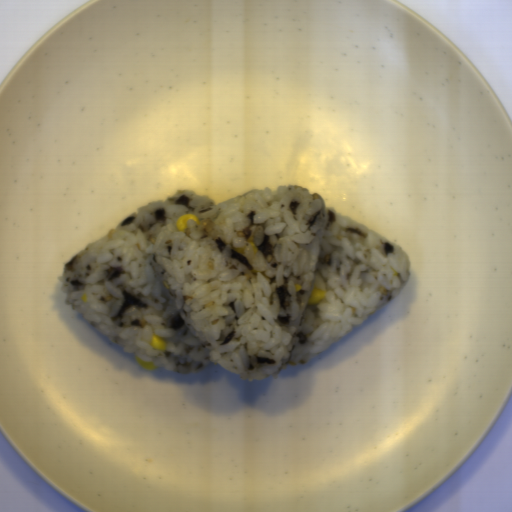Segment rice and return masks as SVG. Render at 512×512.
<instances>
[{"label":"rice","instance_id":"652b925c","mask_svg":"<svg viewBox=\"0 0 512 512\" xmlns=\"http://www.w3.org/2000/svg\"><path fill=\"white\" fill-rule=\"evenodd\" d=\"M196 214L177 231L181 214ZM412 261L299 184L217 205L177 189L63 265L60 291L108 341L182 374L218 364L253 382L306 366L391 304ZM314 283L326 298L307 306ZM165 352L150 346L153 334Z\"/></svg>","mask_w":512,"mask_h":512}]
</instances>
